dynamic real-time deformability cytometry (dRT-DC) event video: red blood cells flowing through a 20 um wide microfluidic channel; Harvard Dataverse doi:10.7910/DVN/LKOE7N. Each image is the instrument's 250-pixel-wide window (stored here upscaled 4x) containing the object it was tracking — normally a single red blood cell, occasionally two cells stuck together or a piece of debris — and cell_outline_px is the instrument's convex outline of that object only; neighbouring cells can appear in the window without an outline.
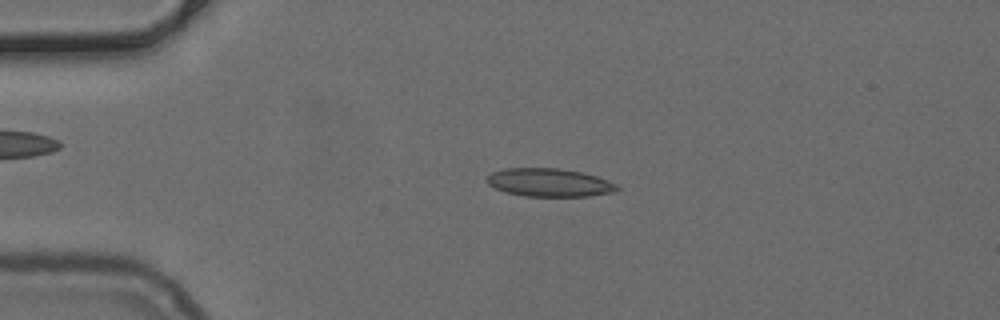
{"species": "common noctule bat (a hibernating species)", "species_latin": "Nyctalus noctula", "temperature_condition": "cold", "stored_images_in_passage": 50, "camera_frame_rate_fps": 3000, "um_per_image_px": 0.085, "animal": {"sex": "female", "body_mass_g": 24.6, "forearm_length_mm": 56.2}, "frame": {"image": 1, "passage_image": 11, "time_ms": 3.333, "image_size_px": [1000, 320], "cell_outline_px": [[620, 188], [616, 192], [588, 196], [524, 196], [508, 192], [496, 188], [488, 184], [484, 180], [484, 176], [492, 172], [504, 168], [560, 168], [584, 172], [596, 176], [616, 184]], "centroid_in_image_um": [46.67, 15.5], "position_along_channel_um": 38.3, "area_um2": 21.56}}
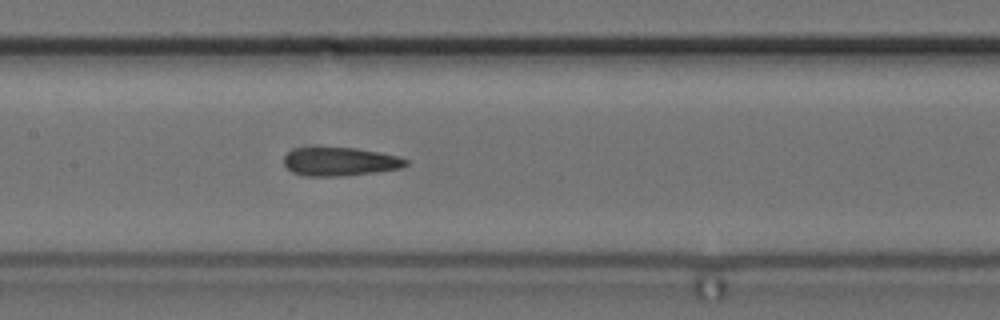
{"frame": {"image": 2, "passage_image": 24, "time_ms": 7.667, "image_size_px": [1000, 320], "cell_outline_px": [[408, 164], [404, 168], [376, 172], [344, 176], [308, 176], [292, 172], [284, 164], [284, 156], [292, 148], [356, 148], [396, 156], [408, 160]], "centroid_in_image_um": [28.9, 13.75], "position_along_channel_um": 178.5, "area_um2": 20.17}}
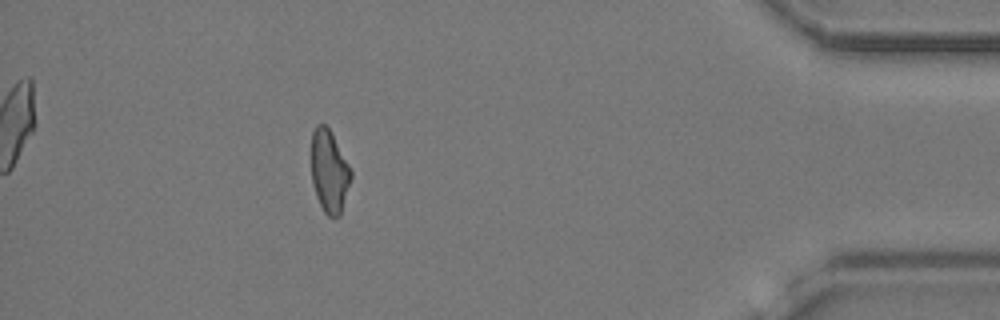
{"frame": {"image": 3, "passage_image": 45, "time_ms": 14.667, "image_size_px": [1000, 320], "cell_outline_px": [[352, 180], [340, 216], [328, 216], [324, 212], [316, 196], [312, 184], [312, 132], [316, 124], [324, 124], [328, 128], [348, 164], [352, 172]], "centroid_in_image_um": [27.99, 14.6], "position_along_channel_um": 407.2, "area_um2": 18.9}}